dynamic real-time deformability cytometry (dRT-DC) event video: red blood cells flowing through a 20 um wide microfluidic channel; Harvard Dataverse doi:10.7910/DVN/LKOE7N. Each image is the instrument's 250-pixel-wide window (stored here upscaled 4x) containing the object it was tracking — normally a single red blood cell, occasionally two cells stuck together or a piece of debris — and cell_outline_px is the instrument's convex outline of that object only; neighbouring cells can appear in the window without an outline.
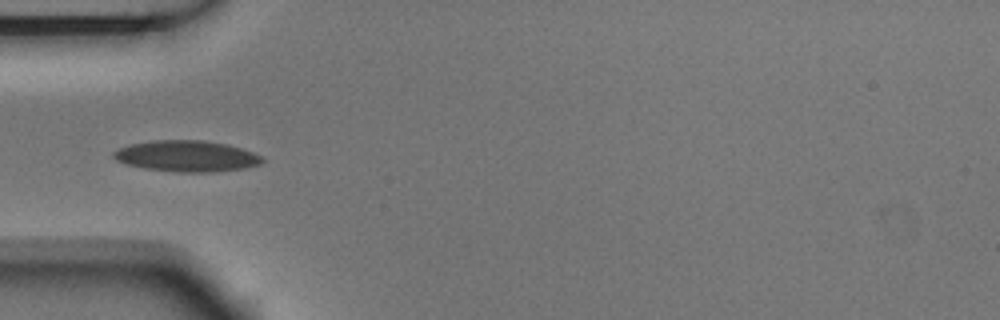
{"species": "Egyptian fruit bat (a non-hibernating species)", "species_latin": "Rousettus aegyptiacus", "temperature_condition": "room temperature", "stored_images_in_passage": 5, "camera_frame_rate_fps": 3000, "um_per_image_px": 0.085, "animal": {"sex": "male"}, "frame": {"image": 1, "passage_image": 5, "time_ms": 1.333, "image_size_px": [1000, 320], "cell_outline_px": [[264, 160], [260, 164], [248, 168], [216, 172], [180, 172], [144, 168], [124, 164], [116, 160], [112, 156], [112, 152], [120, 148], [132, 144], [152, 140], [200, 140], [228, 144], [264, 156]], "centroid_in_image_um": [15.89, 13.28], "position_along_channel_um": 69.1, "area_um2": 27.11}}